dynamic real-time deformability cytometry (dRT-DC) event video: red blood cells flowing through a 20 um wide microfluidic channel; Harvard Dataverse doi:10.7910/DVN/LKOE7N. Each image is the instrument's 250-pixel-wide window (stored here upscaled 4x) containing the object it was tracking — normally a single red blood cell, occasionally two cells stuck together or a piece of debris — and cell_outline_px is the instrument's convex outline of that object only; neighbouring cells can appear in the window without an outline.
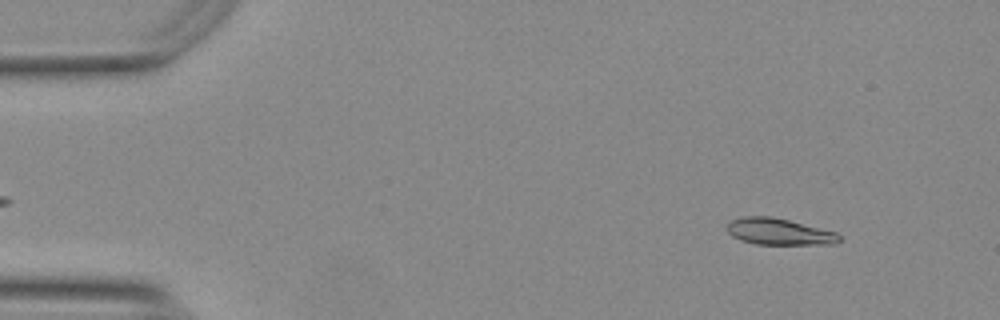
{"species": "Egyptian fruit bat (a non-hibernating species)", "species_latin": "Rousettus aegyptiacus", "temperature_condition": "warm", "stored_images_in_passage": 50, "camera_frame_rate_fps": 3000, "um_per_image_px": 0.085, "animal": {"sex": "female"}, "frame": {"image": 1, "passage_image": 5, "time_ms": 1.333, "image_size_px": [1000, 320], "cell_outline_px": [[840, 240], [836, 244], [756, 244], [740, 240], [732, 236], [724, 228], [728, 220], [744, 216], [772, 216], [836, 232], [840, 236]], "centroid_in_image_um": [66.15, 19.68], "position_along_channel_um": 18.9, "area_um2": 17.46}}
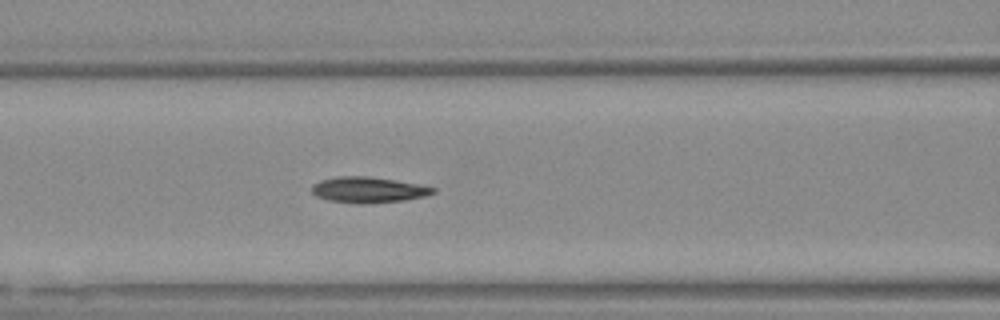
{"frame": {"image": 2, "passage_image": 22, "time_ms": 7.0, "image_size_px": [1000, 320], "cell_outline_px": [[436, 192], [424, 196], [404, 200], [368, 204], [360, 204], [328, 200], [316, 196], [312, 192], [312, 184], [320, 180], [336, 176], [368, 176], [396, 180], [436, 188]], "centroid_in_image_um": [31.27, 16.13], "position_along_channel_um": 135.3, "area_um2": 18.26}}
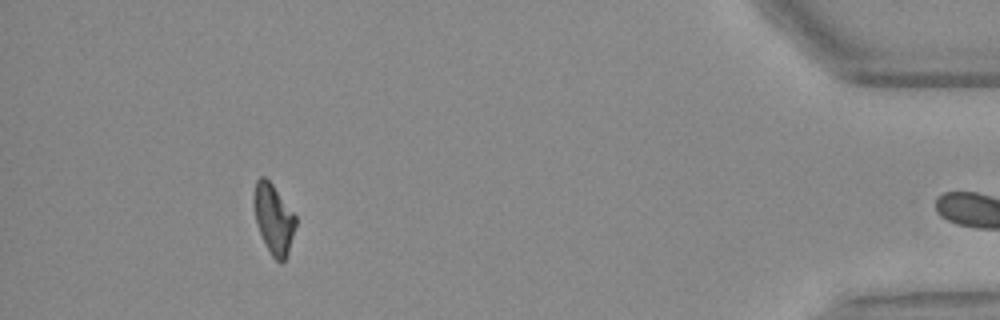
{"frame": {"image": 3, "passage_image": 49, "time_ms": 16.0, "image_size_px": [1000, 320], "cell_outline_px": [[296, 224], [288, 252], [284, 260], [280, 264], [272, 256], [256, 224], [252, 204], [252, 196], [256, 180], [260, 176], [264, 176], [272, 184], [296, 216]], "centroid_in_image_um": [23.22, 18.57], "position_along_channel_um": 412.0, "area_um2": 16.94}, "authors_computed_cell_mechanics": {"area_um2": 17.8602, "velocity_mm_per_s": 3.7561, "shape_relaxation_time_tau1_ms": 8.8236, "shape_relaxation_time_tau2_ms": 3.414, "deformation_change_tau1": 0.2049, "deformation_change_tau2": 0.0863}}